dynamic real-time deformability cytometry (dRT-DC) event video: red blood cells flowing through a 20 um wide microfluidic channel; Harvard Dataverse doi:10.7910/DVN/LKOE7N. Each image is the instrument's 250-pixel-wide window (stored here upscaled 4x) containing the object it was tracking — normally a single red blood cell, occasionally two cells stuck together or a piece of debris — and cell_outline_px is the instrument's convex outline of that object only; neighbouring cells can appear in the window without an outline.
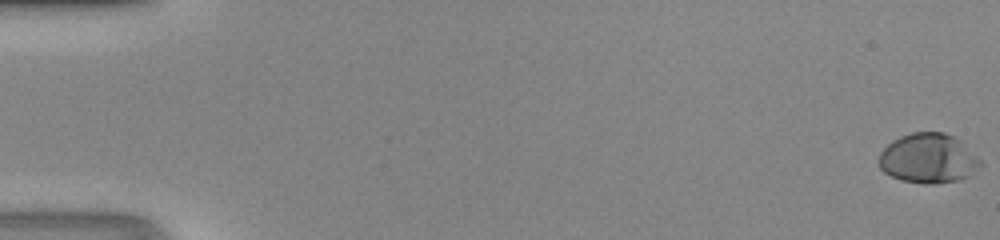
{"species": "human", "species_latin": "Homo sapiens", "temperature_condition": "room temperature", "stored_images_in_passage": 49, "camera_frame_rate_fps": 3000, "um_per_image_px": 0.085, "donor": {"sex": "male"}, "frame": {"image": 1, "passage_image": 1, "time_ms": 0.0, "image_size_px": [1000, 240], "cell_outline_px": [[984, 164], [968, 176], [956, 180], [936, 184], [924, 184], [900, 180], [884, 172], [880, 168], [880, 152], [892, 140], [900, 136], [912, 132], [944, 132], [956, 136], [984, 160]], "centroid_in_image_um": [78.96, 13.45], "position_along_channel_um": 6.0, "area_um2": 29.82}}
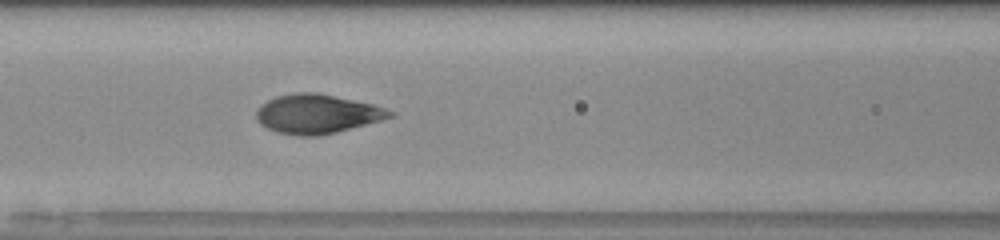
{"frame": {"image": 2, "passage_image": 23, "time_ms": 7.333, "image_size_px": [1000, 240], "cell_outline_px": [[396, 116], [336, 132], [316, 136], [300, 136], [276, 132], [260, 124], [256, 120], [256, 112], [268, 100], [276, 96], [296, 92], [316, 92], [372, 104], [396, 112]], "centroid_in_image_um": [26.96, 9.68], "position_along_channel_um": 139.6, "area_um2": 30.29}}
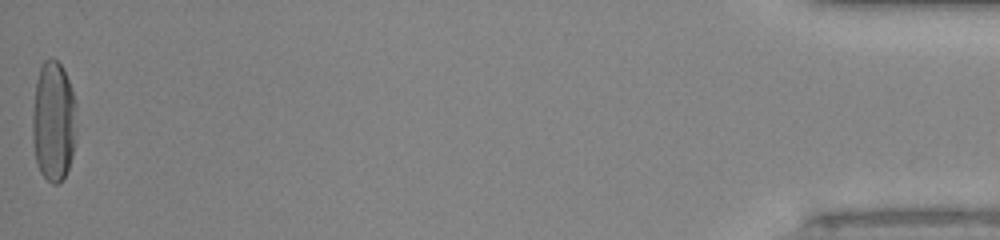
{"frame": {"image": 3, "passage_image": 49, "time_ms": 16.0, "image_size_px": [1000, 240], "cell_outline_px": [[76, 108], [72, 156], [68, 168], [64, 176], [56, 184], [52, 184], [40, 172], [36, 164], [32, 140], [32, 116], [36, 80], [40, 68], [44, 60], [52, 56], [60, 64], [72, 88], [76, 104]], "centroid_in_image_um": [4.52, 10.29], "position_along_channel_um": 430.7, "area_um2": 30.87}}